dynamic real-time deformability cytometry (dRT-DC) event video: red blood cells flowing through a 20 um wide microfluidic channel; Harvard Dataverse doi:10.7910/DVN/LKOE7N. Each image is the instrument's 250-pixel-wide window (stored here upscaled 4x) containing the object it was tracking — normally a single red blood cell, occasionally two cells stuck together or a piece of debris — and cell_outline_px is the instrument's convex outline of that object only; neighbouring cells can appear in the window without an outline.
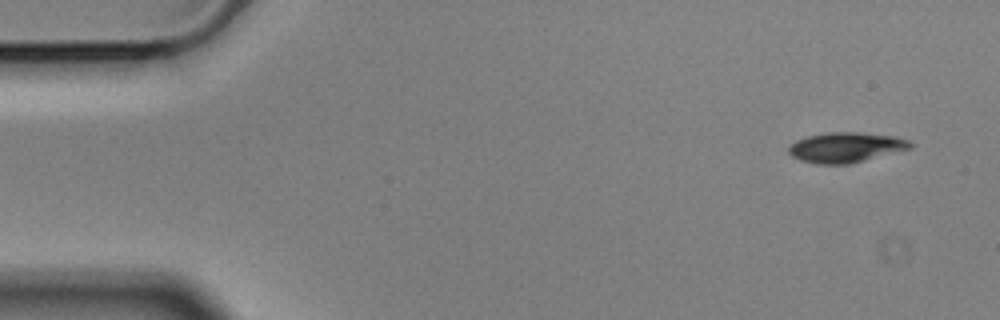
{"species": "Egyptian fruit bat (a non-hibernating species)", "species_latin": "Rousettus aegyptiacus", "temperature_condition": "cold", "stored_images_in_passage": 11, "camera_frame_rate_fps": 3000, "um_per_image_px": 0.085, "animal": {"sex": "male"}, "frame": {"image": 1, "passage_image": 1, "time_ms": 0.0, "image_size_px": [1000, 320], "cell_outline_px": [[916, 144], [912, 148], [848, 164], [816, 164], [800, 160], [792, 156], [788, 152], [788, 148], [796, 140], [808, 136], [828, 132], [856, 132], [896, 136], [908, 140]], "centroid_in_image_um": [71.91, 12.52], "position_along_channel_um": 13.1, "area_um2": 21.33}}